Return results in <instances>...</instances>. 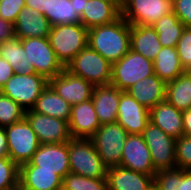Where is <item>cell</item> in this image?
<instances>
[{
  "instance_id": "30",
  "label": "cell",
  "mask_w": 191,
  "mask_h": 190,
  "mask_svg": "<svg viewBox=\"0 0 191 190\" xmlns=\"http://www.w3.org/2000/svg\"><path fill=\"white\" fill-rule=\"evenodd\" d=\"M43 15L52 26L80 23L74 1L70 0H45Z\"/></svg>"
},
{
  "instance_id": "7",
  "label": "cell",
  "mask_w": 191,
  "mask_h": 190,
  "mask_svg": "<svg viewBox=\"0 0 191 190\" xmlns=\"http://www.w3.org/2000/svg\"><path fill=\"white\" fill-rule=\"evenodd\" d=\"M49 81L39 74L14 73L1 87L0 92L18 103L25 110L32 109Z\"/></svg>"
},
{
  "instance_id": "17",
  "label": "cell",
  "mask_w": 191,
  "mask_h": 190,
  "mask_svg": "<svg viewBox=\"0 0 191 190\" xmlns=\"http://www.w3.org/2000/svg\"><path fill=\"white\" fill-rule=\"evenodd\" d=\"M71 138L90 139L101 126L92 100L71 106L68 121Z\"/></svg>"
},
{
  "instance_id": "26",
  "label": "cell",
  "mask_w": 191,
  "mask_h": 190,
  "mask_svg": "<svg viewBox=\"0 0 191 190\" xmlns=\"http://www.w3.org/2000/svg\"><path fill=\"white\" fill-rule=\"evenodd\" d=\"M32 110L36 113L69 121L71 105L48 84L38 97Z\"/></svg>"
},
{
  "instance_id": "27",
  "label": "cell",
  "mask_w": 191,
  "mask_h": 190,
  "mask_svg": "<svg viewBox=\"0 0 191 190\" xmlns=\"http://www.w3.org/2000/svg\"><path fill=\"white\" fill-rule=\"evenodd\" d=\"M153 66L154 74L166 83L186 72L180 63L176 47H162L153 61Z\"/></svg>"
},
{
  "instance_id": "28",
  "label": "cell",
  "mask_w": 191,
  "mask_h": 190,
  "mask_svg": "<svg viewBox=\"0 0 191 190\" xmlns=\"http://www.w3.org/2000/svg\"><path fill=\"white\" fill-rule=\"evenodd\" d=\"M0 58L8 61L13 71L17 74H34V68L28 63V57L21 44V40L13 36L0 44Z\"/></svg>"
},
{
  "instance_id": "33",
  "label": "cell",
  "mask_w": 191,
  "mask_h": 190,
  "mask_svg": "<svg viewBox=\"0 0 191 190\" xmlns=\"http://www.w3.org/2000/svg\"><path fill=\"white\" fill-rule=\"evenodd\" d=\"M62 190H108L107 179L68 173L63 178Z\"/></svg>"
},
{
  "instance_id": "8",
  "label": "cell",
  "mask_w": 191,
  "mask_h": 190,
  "mask_svg": "<svg viewBox=\"0 0 191 190\" xmlns=\"http://www.w3.org/2000/svg\"><path fill=\"white\" fill-rule=\"evenodd\" d=\"M21 44L30 66L34 68L36 74L44 76L48 81L65 69L57 59L48 37L21 39Z\"/></svg>"
},
{
  "instance_id": "41",
  "label": "cell",
  "mask_w": 191,
  "mask_h": 190,
  "mask_svg": "<svg viewBox=\"0 0 191 190\" xmlns=\"http://www.w3.org/2000/svg\"><path fill=\"white\" fill-rule=\"evenodd\" d=\"M14 73L8 61L0 58V89Z\"/></svg>"
},
{
  "instance_id": "36",
  "label": "cell",
  "mask_w": 191,
  "mask_h": 190,
  "mask_svg": "<svg viewBox=\"0 0 191 190\" xmlns=\"http://www.w3.org/2000/svg\"><path fill=\"white\" fill-rule=\"evenodd\" d=\"M176 167L191 170V137L181 136L176 139Z\"/></svg>"
},
{
  "instance_id": "14",
  "label": "cell",
  "mask_w": 191,
  "mask_h": 190,
  "mask_svg": "<svg viewBox=\"0 0 191 190\" xmlns=\"http://www.w3.org/2000/svg\"><path fill=\"white\" fill-rule=\"evenodd\" d=\"M123 168L155 176L151 154L142 134H129L123 147L120 165Z\"/></svg>"
},
{
  "instance_id": "2",
  "label": "cell",
  "mask_w": 191,
  "mask_h": 190,
  "mask_svg": "<svg viewBox=\"0 0 191 190\" xmlns=\"http://www.w3.org/2000/svg\"><path fill=\"white\" fill-rule=\"evenodd\" d=\"M48 40L57 59L66 67L88 45V29L81 23L52 26Z\"/></svg>"
},
{
  "instance_id": "9",
  "label": "cell",
  "mask_w": 191,
  "mask_h": 190,
  "mask_svg": "<svg viewBox=\"0 0 191 190\" xmlns=\"http://www.w3.org/2000/svg\"><path fill=\"white\" fill-rule=\"evenodd\" d=\"M4 129L7 136L9 158L18 166L29 162L41 143L28 121L24 118L4 127Z\"/></svg>"
},
{
  "instance_id": "13",
  "label": "cell",
  "mask_w": 191,
  "mask_h": 190,
  "mask_svg": "<svg viewBox=\"0 0 191 190\" xmlns=\"http://www.w3.org/2000/svg\"><path fill=\"white\" fill-rule=\"evenodd\" d=\"M25 119L36 133L41 144L66 143L71 139L68 122L59 118L25 111Z\"/></svg>"
},
{
  "instance_id": "32",
  "label": "cell",
  "mask_w": 191,
  "mask_h": 190,
  "mask_svg": "<svg viewBox=\"0 0 191 190\" xmlns=\"http://www.w3.org/2000/svg\"><path fill=\"white\" fill-rule=\"evenodd\" d=\"M154 183L159 190H191V170H159L154 176Z\"/></svg>"
},
{
  "instance_id": "6",
  "label": "cell",
  "mask_w": 191,
  "mask_h": 190,
  "mask_svg": "<svg viewBox=\"0 0 191 190\" xmlns=\"http://www.w3.org/2000/svg\"><path fill=\"white\" fill-rule=\"evenodd\" d=\"M128 135V132L115 122L101 125L90 138L95 150L108 168L120 165Z\"/></svg>"
},
{
  "instance_id": "35",
  "label": "cell",
  "mask_w": 191,
  "mask_h": 190,
  "mask_svg": "<svg viewBox=\"0 0 191 190\" xmlns=\"http://www.w3.org/2000/svg\"><path fill=\"white\" fill-rule=\"evenodd\" d=\"M19 188V166L9 157L0 158V190Z\"/></svg>"
},
{
  "instance_id": "24",
  "label": "cell",
  "mask_w": 191,
  "mask_h": 190,
  "mask_svg": "<svg viewBox=\"0 0 191 190\" xmlns=\"http://www.w3.org/2000/svg\"><path fill=\"white\" fill-rule=\"evenodd\" d=\"M150 122L165 134L178 139L183 136V115L166 99L149 110Z\"/></svg>"
},
{
  "instance_id": "19",
  "label": "cell",
  "mask_w": 191,
  "mask_h": 190,
  "mask_svg": "<svg viewBox=\"0 0 191 190\" xmlns=\"http://www.w3.org/2000/svg\"><path fill=\"white\" fill-rule=\"evenodd\" d=\"M122 92L112 84L94 86L91 100L101 125L117 121L119 99Z\"/></svg>"
},
{
  "instance_id": "40",
  "label": "cell",
  "mask_w": 191,
  "mask_h": 190,
  "mask_svg": "<svg viewBox=\"0 0 191 190\" xmlns=\"http://www.w3.org/2000/svg\"><path fill=\"white\" fill-rule=\"evenodd\" d=\"M14 36V26L11 22L0 17V44Z\"/></svg>"
},
{
  "instance_id": "46",
  "label": "cell",
  "mask_w": 191,
  "mask_h": 190,
  "mask_svg": "<svg viewBox=\"0 0 191 190\" xmlns=\"http://www.w3.org/2000/svg\"><path fill=\"white\" fill-rule=\"evenodd\" d=\"M148 190H159V188L155 185V183H153Z\"/></svg>"
},
{
  "instance_id": "39",
  "label": "cell",
  "mask_w": 191,
  "mask_h": 190,
  "mask_svg": "<svg viewBox=\"0 0 191 190\" xmlns=\"http://www.w3.org/2000/svg\"><path fill=\"white\" fill-rule=\"evenodd\" d=\"M172 11L185 28H191V0H172Z\"/></svg>"
},
{
  "instance_id": "43",
  "label": "cell",
  "mask_w": 191,
  "mask_h": 190,
  "mask_svg": "<svg viewBox=\"0 0 191 190\" xmlns=\"http://www.w3.org/2000/svg\"><path fill=\"white\" fill-rule=\"evenodd\" d=\"M9 157L7 136L4 127H0V158Z\"/></svg>"
},
{
  "instance_id": "16",
  "label": "cell",
  "mask_w": 191,
  "mask_h": 190,
  "mask_svg": "<svg viewBox=\"0 0 191 190\" xmlns=\"http://www.w3.org/2000/svg\"><path fill=\"white\" fill-rule=\"evenodd\" d=\"M128 134H142L150 122L149 109L139 104L126 91L119 99L117 121Z\"/></svg>"
},
{
  "instance_id": "29",
  "label": "cell",
  "mask_w": 191,
  "mask_h": 190,
  "mask_svg": "<svg viewBox=\"0 0 191 190\" xmlns=\"http://www.w3.org/2000/svg\"><path fill=\"white\" fill-rule=\"evenodd\" d=\"M166 100L182 112L191 108V71L167 82Z\"/></svg>"
},
{
  "instance_id": "3",
  "label": "cell",
  "mask_w": 191,
  "mask_h": 190,
  "mask_svg": "<svg viewBox=\"0 0 191 190\" xmlns=\"http://www.w3.org/2000/svg\"><path fill=\"white\" fill-rule=\"evenodd\" d=\"M70 173L88 178H106L104 164L90 139L71 138L68 141Z\"/></svg>"
},
{
  "instance_id": "5",
  "label": "cell",
  "mask_w": 191,
  "mask_h": 190,
  "mask_svg": "<svg viewBox=\"0 0 191 190\" xmlns=\"http://www.w3.org/2000/svg\"><path fill=\"white\" fill-rule=\"evenodd\" d=\"M153 74V61L129 50L120 60L112 64L110 84L121 91H126L137 81Z\"/></svg>"
},
{
  "instance_id": "37",
  "label": "cell",
  "mask_w": 191,
  "mask_h": 190,
  "mask_svg": "<svg viewBox=\"0 0 191 190\" xmlns=\"http://www.w3.org/2000/svg\"><path fill=\"white\" fill-rule=\"evenodd\" d=\"M180 63L185 71H191V28H185L177 44Z\"/></svg>"
},
{
  "instance_id": "44",
  "label": "cell",
  "mask_w": 191,
  "mask_h": 190,
  "mask_svg": "<svg viewBox=\"0 0 191 190\" xmlns=\"http://www.w3.org/2000/svg\"><path fill=\"white\" fill-rule=\"evenodd\" d=\"M44 3L45 0H25V5L27 7L33 8L41 14H44Z\"/></svg>"
},
{
  "instance_id": "45",
  "label": "cell",
  "mask_w": 191,
  "mask_h": 190,
  "mask_svg": "<svg viewBox=\"0 0 191 190\" xmlns=\"http://www.w3.org/2000/svg\"><path fill=\"white\" fill-rule=\"evenodd\" d=\"M70 1H74L75 12L80 17L85 8V0H70Z\"/></svg>"
},
{
  "instance_id": "25",
  "label": "cell",
  "mask_w": 191,
  "mask_h": 190,
  "mask_svg": "<svg viewBox=\"0 0 191 190\" xmlns=\"http://www.w3.org/2000/svg\"><path fill=\"white\" fill-rule=\"evenodd\" d=\"M162 45L152 26L130 25V50L154 61Z\"/></svg>"
},
{
  "instance_id": "42",
  "label": "cell",
  "mask_w": 191,
  "mask_h": 190,
  "mask_svg": "<svg viewBox=\"0 0 191 190\" xmlns=\"http://www.w3.org/2000/svg\"><path fill=\"white\" fill-rule=\"evenodd\" d=\"M183 115V136L191 137V108L182 112Z\"/></svg>"
},
{
  "instance_id": "21",
  "label": "cell",
  "mask_w": 191,
  "mask_h": 190,
  "mask_svg": "<svg viewBox=\"0 0 191 190\" xmlns=\"http://www.w3.org/2000/svg\"><path fill=\"white\" fill-rule=\"evenodd\" d=\"M166 84L156 74H153L134 83L126 92L150 110L166 99Z\"/></svg>"
},
{
  "instance_id": "10",
  "label": "cell",
  "mask_w": 191,
  "mask_h": 190,
  "mask_svg": "<svg viewBox=\"0 0 191 190\" xmlns=\"http://www.w3.org/2000/svg\"><path fill=\"white\" fill-rule=\"evenodd\" d=\"M142 136L151 154L156 171L175 169L176 167V139L165 134L158 126L149 122Z\"/></svg>"
},
{
  "instance_id": "47",
  "label": "cell",
  "mask_w": 191,
  "mask_h": 190,
  "mask_svg": "<svg viewBox=\"0 0 191 190\" xmlns=\"http://www.w3.org/2000/svg\"><path fill=\"white\" fill-rule=\"evenodd\" d=\"M106 1H109V2H123V0H106Z\"/></svg>"
},
{
  "instance_id": "15",
  "label": "cell",
  "mask_w": 191,
  "mask_h": 190,
  "mask_svg": "<svg viewBox=\"0 0 191 190\" xmlns=\"http://www.w3.org/2000/svg\"><path fill=\"white\" fill-rule=\"evenodd\" d=\"M49 85L71 106L90 100L94 88L91 83L66 69L51 78Z\"/></svg>"
},
{
  "instance_id": "23",
  "label": "cell",
  "mask_w": 191,
  "mask_h": 190,
  "mask_svg": "<svg viewBox=\"0 0 191 190\" xmlns=\"http://www.w3.org/2000/svg\"><path fill=\"white\" fill-rule=\"evenodd\" d=\"M62 181L53 170H37V166H19L20 190H62Z\"/></svg>"
},
{
  "instance_id": "4",
  "label": "cell",
  "mask_w": 191,
  "mask_h": 190,
  "mask_svg": "<svg viewBox=\"0 0 191 190\" xmlns=\"http://www.w3.org/2000/svg\"><path fill=\"white\" fill-rule=\"evenodd\" d=\"M65 69L93 86L110 84L112 64L88 45L66 65Z\"/></svg>"
},
{
  "instance_id": "34",
  "label": "cell",
  "mask_w": 191,
  "mask_h": 190,
  "mask_svg": "<svg viewBox=\"0 0 191 190\" xmlns=\"http://www.w3.org/2000/svg\"><path fill=\"white\" fill-rule=\"evenodd\" d=\"M25 109L0 92V127H6L25 118Z\"/></svg>"
},
{
  "instance_id": "20",
  "label": "cell",
  "mask_w": 191,
  "mask_h": 190,
  "mask_svg": "<svg viewBox=\"0 0 191 190\" xmlns=\"http://www.w3.org/2000/svg\"><path fill=\"white\" fill-rule=\"evenodd\" d=\"M13 26L14 36L20 40L32 37H48L52 28L43 14L27 6L19 12Z\"/></svg>"
},
{
  "instance_id": "1",
  "label": "cell",
  "mask_w": 191,
  "mask_h": 190,
  "mask_svg": "<svg viewBox=\"0 0 191 190\" xmlns=\"http://www.w3.org/2000/svg\"><path fill=\"white\" fill-rule=\"evenodd\" d=\"M88 46L111 64L130 50V24L120 16L109 24L88 29Z\"/></svg>"
},
{
  "instance_id": "12",
  "label": "cell",
  "mask_w": 191,
  "mask_h": 190,
  "mask_svg": "<svg viewBox=\"0 0 191 190\" xmlns=\"http://www.w3.org/2000/svg\"><path fill=\"white\" fill-rule=\"evenodd\" d=\"M20 166H37V170H53L63 179L70 173L68 142L40 144L31 160Z\"/></svg>"
},
{
  "instance_id": "11",
  "label": "cell",
  "mask_w": 191,
  "mask_h": 190,
  "mask_svg": "<svg viewBox=\"0 0 191 190\" xmlns=\"http://www.w3.org/2000/svg\"><path fill=\"white\" fill-rule=\"evenodd\" d=\"M172 12V0H123L121 16L130 25L152 26Z\"/></svg>"
},
{
  "instance_id": "22",
  "label": "cell",
  "mask_w": 191,
  "mask_h": 190,
  "mask_svg": "<svg viewBox=\"0 0 191 190\" xmlns=\"http://www.w3.org/2000/svg\"><path fill=\"white\" fill-rule=\"evenodd\" d=\"M108 190H148L154 183V177L121 166L108 168Z\"/></svg>"
},
{
  "instance_id": "18",
  "label": "cell",
  "mask_w": 191,
  "mask_h": 190,
  "mask_svg": "<svg viewBox=\"0 0 191 190\" xmlns=\"http://www.w3.org/2000/svg\"><path fill=\"white\" fill-rule=\"evenodd\" d=\"M123 2L106 0H85L80 23L87 29L114 22L121 16Z\"/></svg>"
},
{
  "instance_id": "38",
  "label": "cell",
  "mask_w": 191,
  "mask_h": 190,
  "mask_svg": "<svg viewBox=\"0 0 191 190\" xmlns=\"http://www.w3.org/2000/svg\"><path fill=\"white\" fill-rule=\"evenodd\" d=\"M25 6V0H0V17L14 24Z\"/></svg>"
},
{
  "instance_id": "31",
  "label": "cell",
  "mask_w": 191,
  "mask_h": 190,
  "mask_svg": "<svg viewBox=\"0 0 191 190\" xmlns=\"http://www.w3.org/2000/svg\"><path fill=\"white\" fill-rule=\"evenodd\" d=\"M152 27L157 32L159 43L162 47H177L178 41L185 29V25L173 11L161 17Z\"/></svg>"
}]
</instances>
